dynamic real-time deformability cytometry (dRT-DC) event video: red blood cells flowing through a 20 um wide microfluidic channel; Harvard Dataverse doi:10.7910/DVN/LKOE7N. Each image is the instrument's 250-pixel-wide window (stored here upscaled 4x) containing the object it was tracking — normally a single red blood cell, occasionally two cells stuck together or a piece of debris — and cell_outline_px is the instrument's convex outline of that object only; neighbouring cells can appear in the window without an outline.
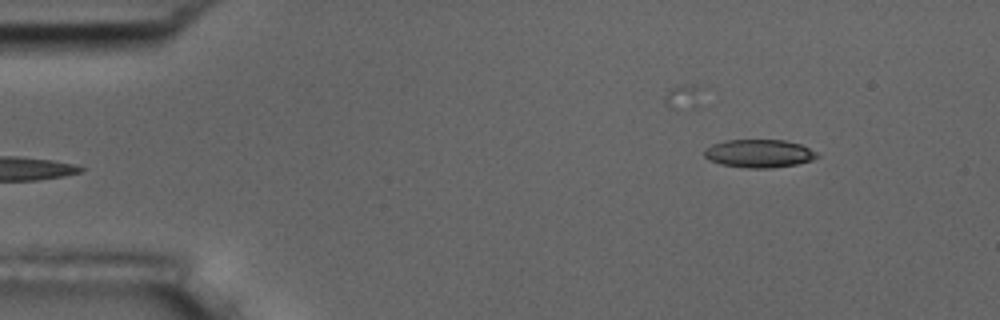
{"species": "common noctule bat (a hibernating species)", "species_latin": "Nyctalus noctula", "temperature_condition": "room temperature", "stored_images_in_passage": 6, "segment_of_instrument_passage": [2, 2], "camera_frame_rate_fps": 3000, "um_per_image_px": 0.085, "animal": {"sex": "male", "body_mass_g": 17.5, "forearm_length_mm": 52.3}, "frame": {"image": 1, "passage_image": 6, "time_ms": 5.667, "image_size_px": [1000, 320], "cell_outline_px": [[820, 156], [812, 160], [796, 164], [772, 168], [748, 168], [720, 164], [708, 160], [704, 156], [704, 148], [712, 144], [724, 140], [784, 140], [800, 144], [816, 152]], "centroid_in_image_um": [64.48, 13.04], "position_along_channel_um": 20.5, "area_um2": 18.55}}